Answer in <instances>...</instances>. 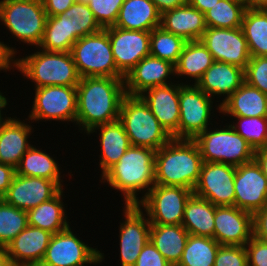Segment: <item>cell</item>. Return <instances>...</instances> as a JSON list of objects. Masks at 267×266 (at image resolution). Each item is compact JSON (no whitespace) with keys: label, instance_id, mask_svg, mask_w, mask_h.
<instances>
[{"label":"cell","instance_id":"30bf717a","mask_svg":"<svg viewBox=\"0 0 267 266\" xmlns=\"http://www.w3.org/2000/svg\"><path fill=\"white\" fill-rule=\"evenodd\" d=\"M68 227L52 235L39 266H85L100 264L104 253L87 246Z\"/></svg>","mask_w":267,"mask_h":266},{"label":"cell","instance_id":"681fc988","mask_svg":"<svg viewBox=\"0 0 267 266\" xmlns=\"http://www.w3.org/2000/svg\"><path fill=\"white\" fill-rule=\"evenodd\" d=\"M15 174L14 167L0 163V198L6 195Z\"/></svg>","mask_w":267,"mask_h":266},{"label":"cell","instance_id":"9a60e30c","mask_svg":"<svg viewBox=\"0 0 267 266\" xmlns=\"http://www.w3.org/2000/svg\"><path fill=\"white\" fill-rule=\"evenodd\" d=\"M104 29L108 32L117 70L124 77L150 55V31L125 30L115 26Z\"/></svg>","mask_w":267,"mask_h":266},{"label":"cell","instance_id":"6f0895ef","mask_svg":"<svg viewBox=\"0 0 267 266\" xmlns=\"http://www.w3.org/2000/svg\"><path fill=\"white\" fill-rule=\"evenodd\" d=\"M3 93L0 92V122L4 119L2 117V113L1 110L4 109L6 107V105H8V100L5 96L2 95Z\"/></svg>","mask_w":267,"mask_h":266},{"label":"cell","instance_id":"e0dca14e","mask_svg":"<svg viewBox=\"0 0 267 266\" xmlns=\"http://www.w3.org/2000/svg\"><path fill=\"white\" fill-rule=\"evenodd\" d=\"M124 222L120 223L121 266H134L143 247L150 240L151 223L137 205H125Z\"/></svg>","mask_w":267,"mask_h":266},{"label":"cell","instance_id":"1f68e13d","mask_svg":"<svg viewBox=\"0 0 267 266\" xmlns=\"http://www.w3.org/2000/svg\"><path fill=\"white\" fill-rule=\"evenodd\" d=\"M77 40L72 17L69 18L64 13H60L47 17L44 34L38 48L45 51L71 52Z\"/></svg>","mask_w":267,"mask_h":266},{"label":"cell","instance_id":"4316f807","mask_svg":"<svg viewBox=\"0 0 267 266\" xmlns=\"http://www.w3.org/2000/svg\"><path fill=\"white\" fill-rule=\"evenodd\" d=\"M161 24V13L151 0H124L115 27L151 31Z\"/></svg>","mask_w":267,"mask_h":266},{"label":"cell","instance_id":"6da1fadb","mask_svg":"<svg viewBox=\"0 0 267 266\" xmlns=\"http://www.w3.org/2000/svg\"><path fill=\"white\" fill-rule=\"evenodd\" d=\"M77 87L76 124L86 134L95 126L119 120L124 78L82 77Z\"/></svg>","mask_w":267,"mask_h":266},{"label":"cell","instance_id":"4dcf8cb0","mask_svg":"<svg viewBox=\"0 0 267 266\" xmlns=\"http://www.w3.org/2000/svg\"><path fill=\"white\" fill-rule=\"evenodd\" d=\"M61 189L53 198L27 211L28 225L41 228L52 234L69 227Z\"/></svg>","mask_w":267,"mask_h":266},{"label":"cell","instance_id":"2e32d148","mask_svg":"<svg viewBox=\"0 0 267 266\" xmlns=\"http://www.w3.org/2000/svg\"><path fill=\"white\" fill-rule=\"evenodd\" d=\"M234 206L254 214L267 204V176L255 160L236 167Z\"/></svg>","mask_w":267,"mask_h":266},{"label":"cell","instance_id":"74e56055","mask_svg":"<svg viewBox=\"0 0 267 266\" xmlns=\"http://www.w3.org/2000/svg\"><path fill=\"white\" fill-rule=\"evenodd\" d=\"M187 41L164 30L161 26L150 31V55L172 62H178Z\"/></svg>","mask_w":267,"mask_h":266},{"label":"cell","instance_id":"5b68a950","mask_svg":"<svg viewBox=\"0 0 267 266\" xmlns=\"http://www.w3.org/2000/svg\"><path fill=\"white\" fill-rule=\"evenodd\" d=\"M119 121L124 126L131 146L148 147L157 151L172 139L141 96H124Z\"/></svg>","mask_w":267,"mask_h":266},{"label":"cell","instance_id":"816d5d0a","mask_svg":"<svg viewBox=\"0 0 267 266\" xmlns=\"http://www.w3.org/2000/svg\"><path fill=\"white\" fill-rule=\"evenodd\" d=\"M162 14L165 11L182 7L187 4V0H151Z\"/></svg>","mask_w":267,"mask_h":266},{"label":"cell","instance_id":"ffe728a7","mask_svg":"<svg viewBox=\"0 0 267 266\" xmlns=\"http://www.w3.org/2000/svg\"><path fill=\"white\" fill-rule=\"evenodd\" d=\"M174 82L146 90L140 96L168 134L178 139L180 121L179 84Z\"/></svg>","mask_w":267,"mask_h":266},{"label":"cell","instance_id":"cb8c5ba5","mask_svg":"<svg viewBox=\"0 0 267 266\" xmlns=\"http://www.w3.org/2000/svg\"><path fill=\"white\" fill-rule=\"evenodd\" d=\"M244 82L243 68L234 64L214 61L196 85L211 98L223 94L225 96L222 100L223 103Z\"/></svg>","mask_w":267,"mask_h":266},{"label":"cell","instance_id":"b9f144b4","mask_svg":"<svg viewBox=\"0 0 267 266\" xmlns=\"http://www.w3.org/2000/svg\"><path fill=\"white\" fill-rule=\"evenodd\" d=\"M124 0H90L87 4L99 25L114 26Z\"/></svg>","mask_w":267,"mask_h":266},{"label":"cell","instance_id":"11a10c76","mask_svg":"<svg viewBox=\"0 0 267 266\" xmlns=\"http://www.w3.org/2000/svg\"><path fill=\"white\" fill-rule=\"evenodd\" d=\"M246 8L267 10V0H245Z\"/></svg>","mask_w":267,"mask_h":266},{"label":"cell","instance_id":"d6a6232c","mask_svg":"<svg viewBox=\"0 0 267 266\" xmlns=\"http://www.w3.org/2000/svg\"><path fill=\"white\" fill-rule=\"evenodd\" d=\"M213 62L212 54L200 40L186 42L175 64V75L193 78L196 85Z\"/></svg>","mask_w":267,"mask_h":266},{"label":"cell","instance_id":"d4e9b609","mask_svg":"<svg viewBox=\"0 0 267 266\" xmlns=\"http://www.w3.org/2000/svg\"><path fill=\"white\" fill-rule=\"evenodd\" d=\"M160 26L187 42L199 41L207 29L204 14L188 4L163 12Z\"/></svg>","mask_w":267,"mask_h":266},{"label":"cell","instance_id":"ba28073f","mask_svg":"<svg viewBox=\"0 0 267 266\" xmlns=\"http://www.w3.org/2000/svg\"><path fill=\"white\" fill-rule=\"evenodd\" d=\"M71 54L80 77L125 78L116 67L105 29L78 39Z\"/></svg>","mask_w":267,"mask_h":266},{"label":"cell","instance_id":"bcb514c9","mask_svg":"<svg viewBox=\"0 0 267 266\" xmlns=\"http://www.w3.org/2000/svg\"><path fill=\"white\" fill-rule=\"evenodd\" d=\"M134 266H172L149 242L143 247Z\"/></svg>","mask_w":267,"mask_h":266},{"label":"cell","instance_id":"680465c9","mask_svg":"<svg viewBox=\"0 0 267 266\" xmlns=\"http://www.w3.org/2000/svg\"><path fill=\"white\" fill-rule=\"evenodd\" d=\"M90 0H75L77 3H85L87 4Z\"/></svg>","mask_w":267,"mask_h":266},{"label":"cell","instance_id":"f6af8a7d","mask_svg":"<svg viewBox=\"0 0 267 266\" xmlns=\"http://www.w3.org/2000/svg\"><path fill=\"white\" fill-rule=\"evenodd\" d=\"M245 248L248 266H267V242L252 236Z\"/></svg>","mask_w":267,"mask_h":266},{"label":"cell","instance_id":"ab89813d","mask_svg":"<svg viewBox=\"0 0 267 266\" xmlns=\"http://www.w3.org/2000/svg\"><path fill=\"white\" fill-rule=\"evenodd\" d=\"M230 126L241 135L254 151L267 147V117H235Z\"/></svg>","mask_w":267,"mask_h":266},{"label":"cell","instance_id":"7bdbcfd3","mask_svg":"<svg viewBox=\"0 0 267 266\" xmlns=\"http://www.w3.org/2000/svg\"><path fill=\"white\" fill-rule=\"evenodd\" d=\"M244 77L247 84L267 94V56L250 57Z\"/></svg>","mask_w":267,"mask_h":266},{"label":"cell","instance_id":"ac0fdd59","mask_svg":"<svg viewBox=\"0 0 267 266\" xmlns=\"http://www.w3.org/2000/svg\"><path fill=\"white\" fill-rule=\"evenodd\" d=\"M214 239L220 245L245 246L253 236V214L236 206H217Z\"/></svg>","mask_w":267,"mask_h":266},{"label":"cell","instance_id":"f35d334b","mask_svg":"<svg viewBox=\"0 0 267 266\" xmlns=\"http://www.w3.org/2000/svg\"><path fill=\"white\" fill-rule=\"evenodd\" d=\"M27 226V211L16 208L0 198V246L6 247Z\"/></svg>","mask_w":267,"mask_h":266},{"label":"cell","instance_id":"c3c4849f","mask_svg":"<svg viewBox=\"0 0 267 266\" xmlns=\"http://www.w3.org/2000/svg\"><path fill=\"white\" fill-rule=\"evenodd\" d=\"M16 53L17 51L15 48L13 49V47H10L0 41V70L9 71L10 68H15Z\"/></svg>","mask_w":267,"mask_h":266},{"label":"cell","instance_id":"9f6ffc18","mask_svg":"<svg viewBox=\"0 0 267 266\" xmlns=\"http://www.w3.org/2000/svg\"><path fill=\"white\" fill-rule=\"evenodd\" d=\"M0 266H14L6 247L0 246Z\"/></svg>","mask_w":267,"mask_h":266},{"label":"cell","instance_id":"7a4b0ae2","mask_svg":"<svg viewBox=\"0 0 267 266\" xmlns=\"http://www.w3.org/2000/svg\"><path fill=\"white\" fill-rule=\"evenodd\" d=\"M155 152L148 147L130 146L119 161L101 175V182L107 181L119 190L125 205H137L155 185ZM142 190L145 194L139 199L137 192Z\"/></svg>","mask_w":267,"mask_h":266},{"label":"cell","instance_id":"f907efd6","mask_svg":"<svg viewBox=\"0 0 267 266\" xmlns=\"http://www.w3.org/2000/svg\"><path fill=\"white\" fill-rule=\"evenodd\" d=\"M47 16H56L65 12L75 0H42Z\"/></svg>","mask_w":267,"mask_h":266},{"label":"cell","instance_id":"83f0119b","mask_svg":"<svg viewBox=\"0 0 267 266\" xmlns=\"http://www.w3.org/2000/svg\"><path fill=\"white\" fill-rule=\"evenodd\" d=\"M100 131L101 142V159L100 168L102 175L115 163H117L122 155L131 146L129 137L125 132L123 124L117 120L111 123L100 124L93 127L87 135Z\"/></svg>","mask_w":267,"mask_h":266},{"label":"cell","instance_id":"e575fe53","mask_svg":"<svg viewBox=\"0 0 267 266\" xmlns=\"http://www.w3.org/2000/svg\"><path fill=\"white\" fill-rule=\"evenodd\" d=\"M250 57L267 56V10H245L242 26Z\"/></svg>","mask_w":267,"mask_h":266},{"label":"cell","instance_id":"d590c367","mask_svg":"<svg viewBox=\"0 0 267 266\" xmlns=\"http://www.w3.org/2000/svg\"><path fill=\"white\" fill-rule=\"evenodd\" d=\"M220 244L209 237L189 235L176 266H214Z\"/></svg>","mask_w":267,"mask_h":266},{"label":"cell","instance_id":"52a82bcc","mask_svg":"<svg viewBox=\"0 0 267 266\" xmlns=\"http://www.w3.org/2000/svg\"><path fill=\"white\" fill-rule=\"evenodd\" d=\"M225 127L213 131L207 128L194 139L203 162H219L237 167L253 161L254 149L230 124Z\"/></svg>","mask_w":267,"mask_h":266},{"label":"cell","instance_id":"603a6c76","mask_svg":"<svg viewBox=\"0 0 267 266\" xmlns=\"http://www.w3.org/2000/svg\"><path fill=\"white\" fill-rule=\"evenodd\" d=\"M17 117L0 122V163L18 167L22 156L32 146L28 142L32 127Z\"/></svg>","mask_w":267,"mask_h":266},{"label":"cell","instance_id":"7c38bea8","mask_svg":"<svg viewBox=\"0 0 267 266\" xmlns=\"http://www.w3.org/2000/svg\"><path fill=\"white\" fill-rule=\"evenodd\" d=\"M29 120L72 121L76 123L77 87L45 86L35 88V97Z\"/></svg>","mask_w":267,"mask_h":266},{"label":"cell","instance_id":"f546056e","mask_svg":"<svg viewBox=\"0 0 267 266\" xmlns=\"http://www.w3.org/2000/svg\"><path fill=\"white\" fill-rule=\"evenodd\" d=\"M217 206L192 194L187 200L182 226L190 235L214 238V216Z\"/></svg>","mask_w":267,"mask_h":266},{"label":"cell","instance_id":"5bb4252c","mask_svg":"<svg viewBox=\"0 0 267 266\" xmlns=\"http://www.w3.org/2000/svg\"><path fill=\"white\" fill-rule=\"evenodd\" d=\"M200 41L212 54L214 61L234 64L243 69L250 60V52L241 27H207Z\"/></svg>","mask_w":267,"mask_h":266},{"label":"cell","instance_id":"484cf974","mask_svg":"<svg viewBox=\"0 0 267 266\" xmlns=\"http://www.w3.org/2000/svg\"><path fill=\"white\" fill-rule=\"evenodd\" d=\"M220 113L232 117H267V94L244 82L218 105Z\"/></svg>","mask_w":267,"mask_h":266},{"label":"cell","instance_id":"db71d44e","mask_svg":"<svg viewBox=\"0 0 267 266\" xmlns=\"http://www.w3.org/2000/svg\"><path fill=\"white\" fill-rule=\"evenodd\" d=\"M254 160L267 176V147L256 150L254 153Z\"/></svg>","mask_w":267,"mask_h":266},{"label":"cell","instance_id":"4fadbf2b","mask_svg":"<svg viewBox=\"0 0 267 266\" xmlns=\"http://www.w3.org/2000/svg\"><path fill=\"white\" fill-rule=\"evenodd\" d=\"M235 172L236 167L229 164L203 162L193 194L215 206H234Z\"/></svg>","mask_w":267,"mask_h":266},{"label":"cell","instance_id":"7402d4cb","mask_svg":"<svg viewBox=\"0 0 267 266\" xmlns=\"http://www.w3.org/2000/svg\"><path fill=\"white\" fill-rule=\"evenodd\" d=\"M52 233L28 225L7 246L14 266H39L50 243Z\"/></svg>","mask_w":267,"mask_h":266},{"label":"cell","instance_id":"8d00e7d4","mask_svg":"<svg viewBox=\"0 0 267 266\" xmlns=\"http://www.w3.org/2000/svg\"><path fill=\"white\" fill-rule=\"evenodd\" d=\"M246 9L243 0H219L204 13L206 26L226 29L241 27Z\"/></svg>","mask_w":267,"mask_h":266},{"label":"cell","instance_id":"60d3db41","mask_svg":"<svg viewBox=\"0 0 267 266\" xmlns=\"http://www.w3.org/2000/svg\"><path fill=\"white\" fill-rule=\"evenodd\" d=\"M63 13L66 17H72L75 37L77 39L86 35L95 34L103 29L96 21L88 4L74 2Z\"/></svg>","mask_w":267,"mask_h":266},{"label":"cell","instance_id":"d6986e66","mask_svg":"<svg viewBox=\"0 0 267 266\" xmlns=\"http://www.w3.org/2000/svg\"><path fill=\"white\" fill-rule=\"evenodd\" d=\"M60 190L52 180L15 174L3 199L16 208L28 211L50 200Z\"/></svg>","mask_w":267,"mask_h":266},{"label":"cell","instance_id":"f5cc1de1","mask_svg":"<svg viewBox=\"0 0 267 266\" xmlns=\"http://www.w3.org/2000/svg\"><path fill=\"white\" fill-rule=\"evenodd\" d=\"M219 0H187V4L198 9L203 14L211 9Z\"/></svg>","mask_w":267,"mask_h":266},{"label":"cell","instance_id":"9c48e42d","mask_svg":"<svg viewBox=\"0 0 267 266\" xmlns=\"http://www.w3.org/2000/svg\"><path fill=\"white\" fill-rule=\"evenodd\" d=\"M193 190L181 186L154 185L137 204L151 224L182 225L184 208Z\"/></svg>","mask_w":267,"mask_h":266},{"label":"cell","instance_id":"ee69618b","mask_svg":"<svg viewBox=\"0 0 267 266\" xmlns=\"http://www.w3.org/2000/svg\"><path fill=\"white\" fill-rule=\"evenodd\" d=\"M214 266H248L245 246L220 245Z\"/></svg>","mask_w":267,"mask_h":266},{"label":"cell","instance_id":"8fae6325","mask_svg":"<svg viewBox=\"0 0 267 266\" xmlns=\"http://www.w3.org/2000/svg\"><path fill=\"white\" fill-rule=\"evenodd\" d=\"M212 100L195 84H179L178 139L194 140L208 128L214 103Z\"/></svg>","mask_w":267,"mask_h":266},{"label":"cell","instance_id":"3957f363","mask_svg":"<svg viewBox=\"0 0 267 266\" xmlns=\"http://www.w3.org/2000/svg\"><path fill=\"white\" fill-rule=\"evenodd\" d=\"M203 164L194 140L172 138L155 152V184L194 190Z\"/></svg>","mask_w":267,"mask_h":266},{"label":"cell","instance_id":"7dc6e473","mask_svg":"<svg viewBox=\"0 0 267 266\" xmlns=\"http://www.w3.org/2000/svg\"><path fill=\"white\" fill-rule=\"evenodd\" d=\"M253 236L267 242V204L253 214Z\"/></svg>","mask_w":267,"mask_h":266},{"label":"cell","instance_id":"44dd1931","mask_svg":"<svg viewBox=\"0 0 267 266\" xmlns=\"http://www.w3.org/2000/svg\"><path fill=\"white\" fill-rule=\"evenodd\" d=\"M175 74V65L151 55L143 58L124 78L125 92L140 96L146 90L170 84L169 75Z\"/></svg>","mask_w":267,"mask_h":266},{"label":"cell","instance_id":"8992f818","mask_svg":"<svg viewBox=\"0 0 267 266\" xmlns=\"http://www.w3.org/2000/svg\"><path fill=\"white\" fill-rule=\"evenodd\" d=\"M42 0L0 1V22L7 27L13 38L38 47L47 21Z\"/></svg>","mask_w":267,"mask_h":266},{"label":"cell","instance_id":"f1b7e54d","mask_svg":"<svg viewBox=\"0 0 267 266\" xmlns=\"http://www.w3.org/2000/svg\"><path fill=\"white\" fill-rule=\"evenodd\" d=\"M189 235L182 225L151 224L150 227L151 243L172 266L179 263Z\"/></svg>","mask_w":267,"mask_h":266},{"label":"cell","instance_id":"277c9868","mask_svg":"<svg viewBox=\"0 0 267 266\" xmlns=\"http://www.w3.org/2000/svg\"><path fill=\"white\" fill-rule=\"evenodd\" d=\"M15 68L35 83V88L45 86H77L80 75L71 52L40 50L25 58L16 59Z\"/></svg>","mask_w":267,"mask_h":266},{"label":"cell","instance_id":"836d02e7","mask_svg":"<svg viewBox=\"0 0 267 266\" xmlns=\"http://www.w3.org/2000/svg\"><path fill=\"white\" fill-rule=\"evenodd\" d=\"M33 145L22 156L16 168V174L30 177H41L54 181L61 189L63 188L61 172L58 163L44 150H38Z\"/></svg>","mask_w":267,"mask_h":266}]
</instances>
